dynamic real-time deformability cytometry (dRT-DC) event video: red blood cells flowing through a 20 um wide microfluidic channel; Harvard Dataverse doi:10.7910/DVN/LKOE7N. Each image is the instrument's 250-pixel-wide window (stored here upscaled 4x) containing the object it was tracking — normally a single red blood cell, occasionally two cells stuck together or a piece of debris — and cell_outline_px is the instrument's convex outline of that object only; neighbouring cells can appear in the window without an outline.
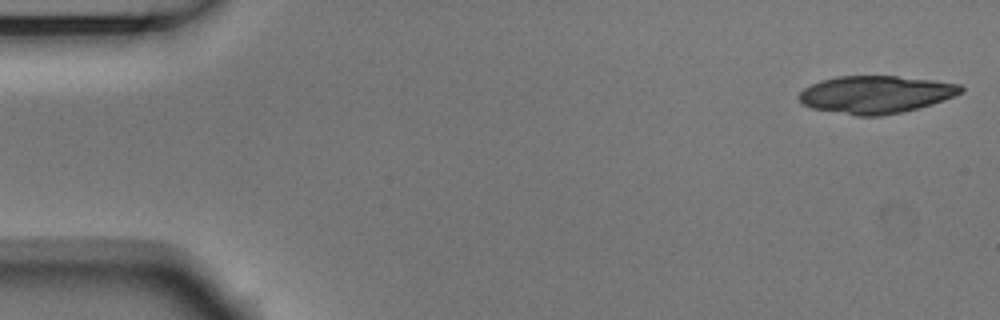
{"species": "Egyptian fruit bat (a non-hibernating species)", "species_latin": "Rousettus aegyptiacus", "temperature_condition": "room temperature", "stored_images_in_passage": 4, "camera_frame_rate_fps": 3000, "um_per_image_px": 0.085, "animal": {"sex": "male"}, "frame": {"image": 1, "passage_image": 1, "time_ms": 0.0, "image_size_px": [1000, 320], "cell_outline_px": [[964, 92], [944, 100], [932, 104], [900, 112], [880, 116], [856, 116], [812, 108], [800, 104], [796, 96], [804, 88], [820, 80], [836, 76], [896, 76], [932, 80], [960, 84], [964, 88]], "centroid_in_image_um": [74.4, 8.03], "position_along_channel_um": 10.6, "area_um2": 35.6}}